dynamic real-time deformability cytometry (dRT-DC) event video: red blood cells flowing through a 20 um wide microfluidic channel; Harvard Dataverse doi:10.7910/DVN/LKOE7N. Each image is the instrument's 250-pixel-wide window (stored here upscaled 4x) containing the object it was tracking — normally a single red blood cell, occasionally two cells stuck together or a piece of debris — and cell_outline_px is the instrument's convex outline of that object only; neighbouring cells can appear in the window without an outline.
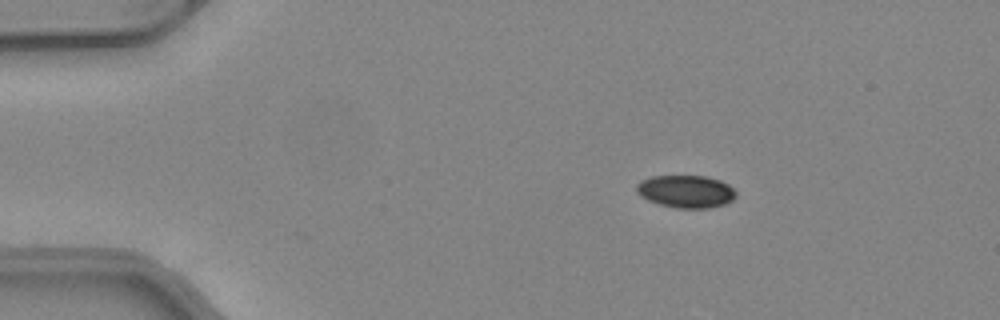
{"species": "common noctule bat (a hibernating species)", "species_latin": "Nyctalus noctula", "temperature_condition": "warm", "stored_images_in_passage": 6, "camera_frame_rate_fps": 3000, "um_per_image_px": 0.085, "animal": {"sex": "female", "body_mass_g": 24.6, "forearm_length_mm": 56.2}, "frame": {"image": 1, "passage_image": 1, "time_ms": 0.0, "image_size_px": [1000, 320], "cell_outline_px": [[736, 196], [732, 200], [724, 204], [708, 208], [676, 208], [660, 204], [648, 200], [640, 196], [636, 192], [636, 184], [640, 180], [652, 176], [704, 176], [720, 180], [728, 184], [736, 192]], "centroid_in_image_um": [58.28, 16.27], "position_along_channel_um": 26.7, "area_um2": 18.9}}